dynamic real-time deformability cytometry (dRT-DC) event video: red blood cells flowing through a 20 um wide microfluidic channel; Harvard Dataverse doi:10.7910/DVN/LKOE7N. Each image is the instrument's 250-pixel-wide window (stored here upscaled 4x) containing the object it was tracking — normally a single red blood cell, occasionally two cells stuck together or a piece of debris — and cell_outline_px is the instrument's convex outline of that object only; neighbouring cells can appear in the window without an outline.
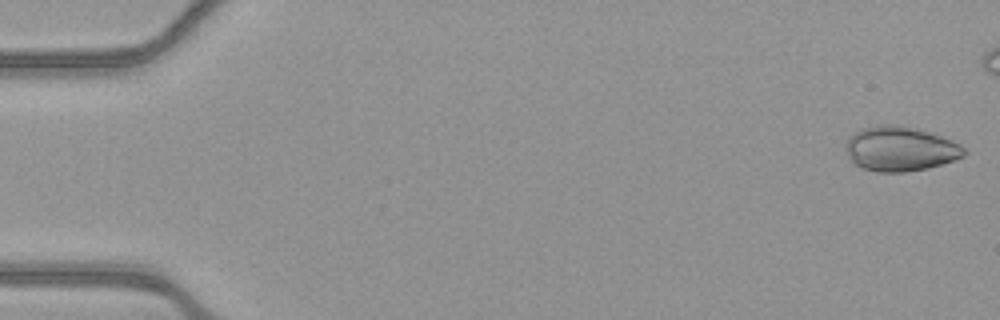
{"species": "common noctule bat (a hibernating species)", "species_latin": "Nyctalus noctula", "temperature_condition": "warm", "stored_images_in_passage": 46, "camera_frame_rate_fps": 3000, "um_per_image_px": 0.085, "animal": {"sex": "female", "body_mass_g": 21.9}, "frame": {"image": 1, "passage_image": 1, "time_ms": 0.0, "image_size_px": [1000, 320], "cell_outline_px": [[968, 152], [964, 156], [928, 168], [904, 172], [876, 172], [864, 168], [856, 164], [848, 156], [848, 136], [860, 128], [880, 124], [892, 124], [916, 128], [940, 136], [960, 144]], "centroid_in_image_um": [76.52, 12.64], "position_along_channel_um": 8.5, "area_um2": 30.52}}
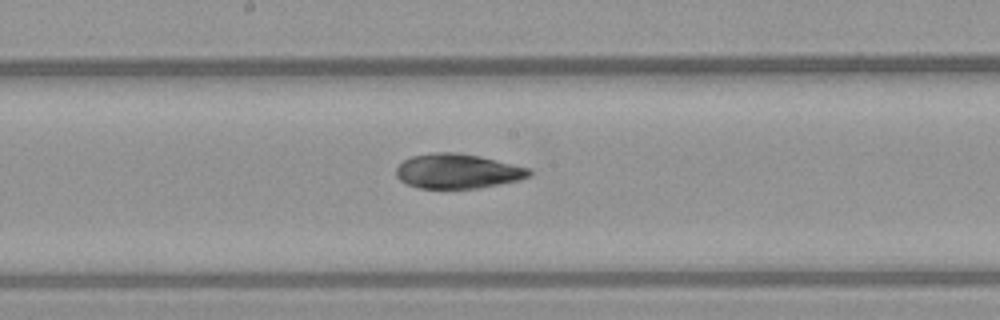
{"frame": {"image": 2, "passage_image": 28, "time_ms": 9.0, "image_size_px": [1000, 320], "cell_outline_px": [[532, 176], [520, 180], [480, 188], [420, 188], [408, 184], [400, 180], [396, 176], [396, 168], [404, 160], [412, 156], [432, 152], [456, 152], [480, 156], [532, 168]], "centroid_in_image_um": [38.95, 14.54], "position_along_channel_um": 209.3, "area_um2": 27.11}}
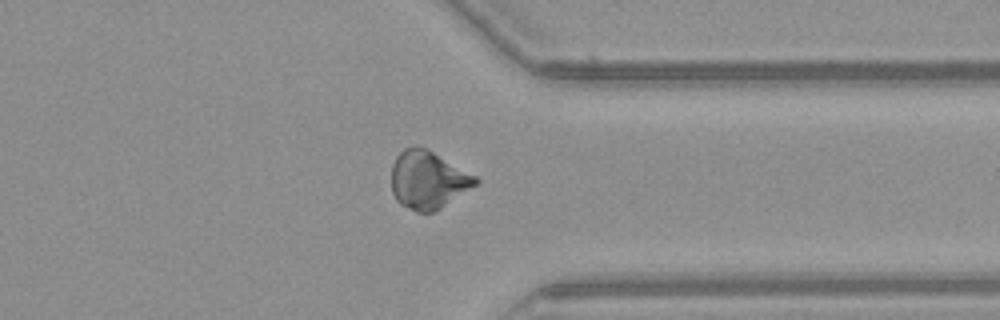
{"frame": {"image": 3, "passage_image": 41, "time_ms": 13.333, "image_size_px": [1000, 320], "cell_outline_px": [[480, 184], [440, 208], [432, 212], [416, 212], [400, 204], [396, 200], [392, 192], [392, 164], [396, 156], [404, 148], [416, 144], [432, 152], [476, 176], [480, 180]], "centroid_in_image_um": [36.38, 15.3], "position_along_channel_um": 375.0, "area_um2": 28.38}}